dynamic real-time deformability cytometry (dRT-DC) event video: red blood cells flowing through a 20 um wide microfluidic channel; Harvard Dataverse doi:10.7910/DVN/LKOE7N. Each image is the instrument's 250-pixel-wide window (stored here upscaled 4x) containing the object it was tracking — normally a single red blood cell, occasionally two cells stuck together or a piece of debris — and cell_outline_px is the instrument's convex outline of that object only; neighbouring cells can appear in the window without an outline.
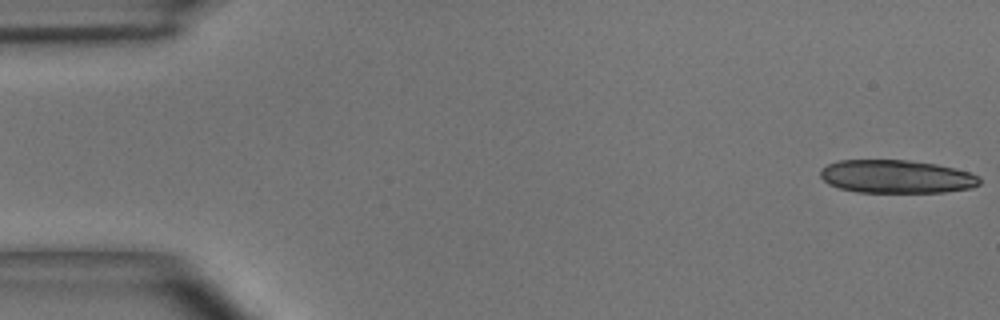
{"species": "common noctule bat (a hibernating species)", "species_latin": "Nyctalus noctula", "temperature_condition": "room temperature", "stored_images_in_passage": 11, "camera_frame_rate_fps": 3000, "um_per_image_px": 0.085, "animal": {"sex": "male", "body_mass_g": 15.6}, "frame": {"image": 1, "passage_image": 1, "time_ms": 0.0, "image_size_px": [1000, 320], "cell_outline_px": [[980, 184], [972, 188], [944, 192], [856, 192], [840, 188], [828, 184], [820, 176], [820, 168], [828, 164], [840, 160], [908, 160], [936, 164], [968, 172], [980, 176]], "centroid_in_image_um": [76.18, 15.01], "position_along_channel_um": 8.8, "area_um2": 30.81}}